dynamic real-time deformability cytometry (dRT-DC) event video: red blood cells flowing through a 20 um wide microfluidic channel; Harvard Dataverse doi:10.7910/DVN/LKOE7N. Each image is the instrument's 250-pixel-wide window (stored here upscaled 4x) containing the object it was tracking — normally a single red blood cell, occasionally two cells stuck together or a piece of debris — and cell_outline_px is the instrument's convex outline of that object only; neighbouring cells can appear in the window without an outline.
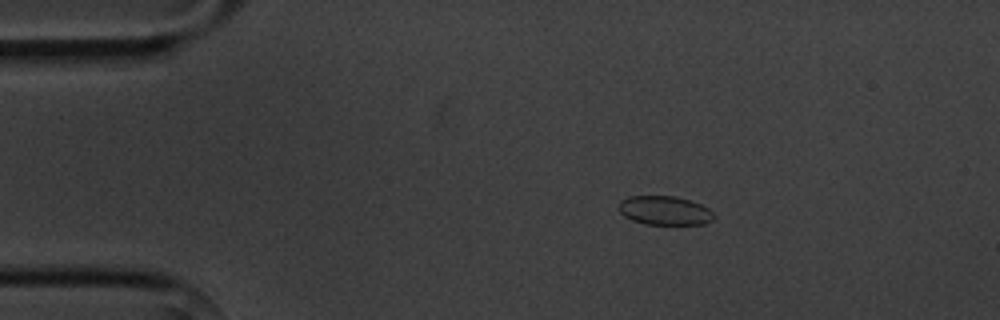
{"species": "common noctule bat (a hibernating species)", "species_latin": "Nyctalus noctula", "temperature_condition": "cold", "stored_images_in_passage": 4, "camera_frame_rate_fps": 3000, "um_per_image_px": 0.085, "animal": {"sex": "male", "body_mass_g": 20.1, "forearm_length_mm": 53.5}, "frame": {"image": 1, "passage_image": 2, "time_ms": 1.333, "image_size_px": [1000, 320], "cell_outline_px": [[712, 220], [704, 224], [644, 224], [632, 220], [624, 216], [616, 208], [620, 200], [628, 196], [676, 196], [700, 204], [708, 208], [712, 212]], "centroid_in_image_um": [56.43, 17.89], "position_along_channel_um": 28.6, "area_um2": 16.07}}
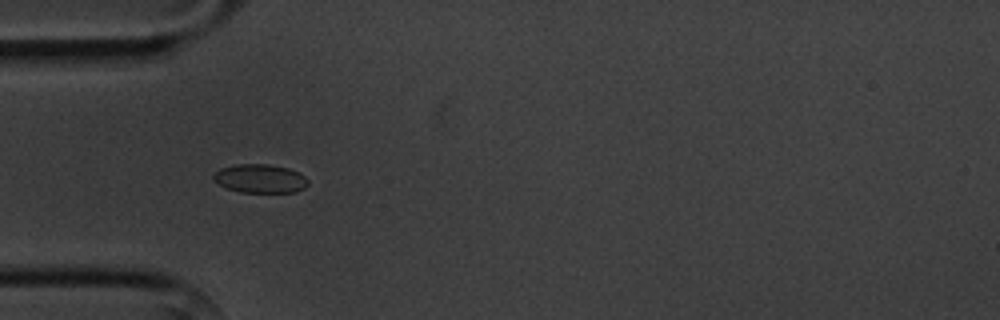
{"frame": {"image": 2, "passage_image": 4, "time_ms": 3.667, "image_size_px": [1000, 320], "cell_outline_px": [[308, 184], [304, 188], [296, 192], [240, 192], [228, 188], [212, 180], [212, 176], [220, 168], [236, 164], [268, 164], [288, 168], [300, 172], [308, 180]], "centroid_in_image_um": [22.12, 15.17], "position_along_channel_um": 62.9, "area_um2": 15.84}}